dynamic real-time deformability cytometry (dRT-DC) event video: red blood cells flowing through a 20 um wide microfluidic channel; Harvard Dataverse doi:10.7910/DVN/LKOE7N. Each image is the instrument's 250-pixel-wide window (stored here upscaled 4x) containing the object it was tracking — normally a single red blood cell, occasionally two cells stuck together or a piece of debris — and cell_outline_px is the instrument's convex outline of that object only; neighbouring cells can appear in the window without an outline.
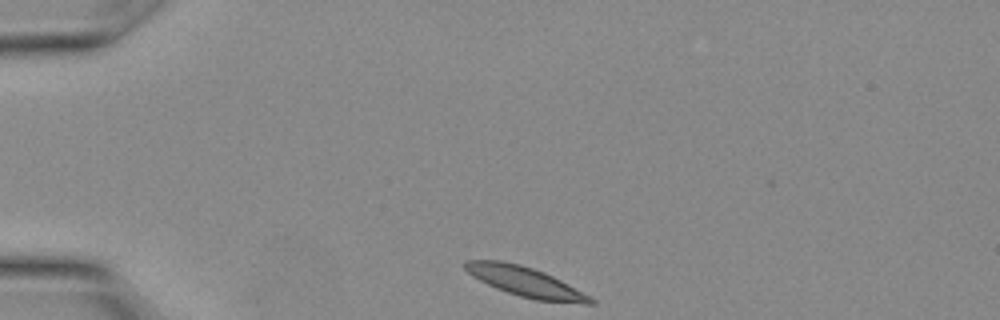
{"species": "Egyptian fruit bat (a non-hibernating species)", "species_latin": "Rousettus aegyptiacus", "temperature_condition": "warm", "stored_images_in_passage": 24, "camera_frame_rate_fps": 3000, "um_per_image_px": 0.085, "animal": {"sex": "female"}, "frame": {"image": 1, "passage_image": 1, "time_ms": 0.0, "image_size_px": [1000, 320], "cell_outline_px": [[596, 304], [584, 304], [536, 300], [520, 296], [496, 288], [472, 276], [464, 268], [464, 260], [500, 260], [520, 264], [544, 272], [560, 280], [596, 300]], "centroid_in_image_um": [44.64, 23.95], "position_along_channel_um": 40.4, "area_um2": 21.5}}
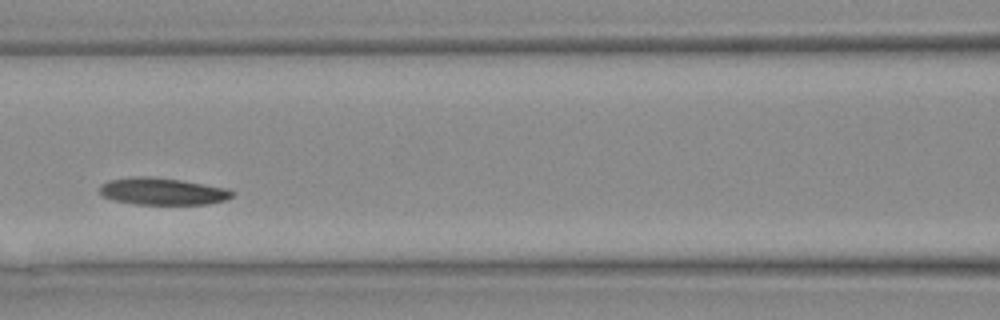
{"frame": {"image": 2, "passage_image": 8, "time_ms": 2.333, "image_size_px": [1000, 320], "cell_outline_px": [[236, 192], [228, 200], [208, 204], [136, 204], [112, 200], [104, 196], [100, 192], [100, 184], [108, 180], [132, 176], [152, 176], [180, 180], [228, 188]], "centroid_in_image_um": [13.83, 16.26], "position_along_channel_um": 152.8, "area_um2": 21.1}}
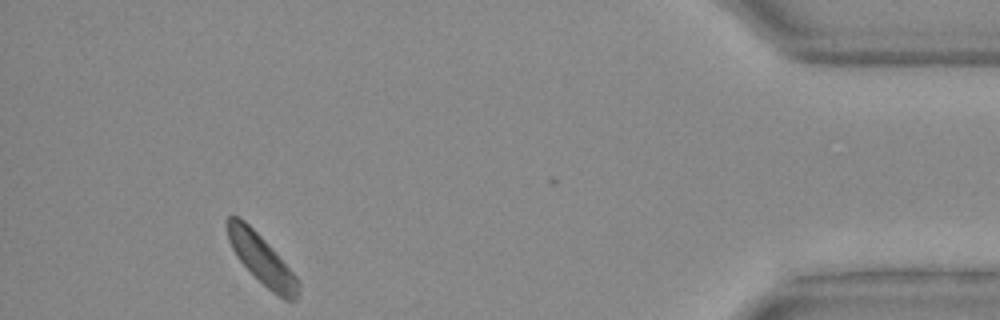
{"frame": {"image": 3, "passage_image": 22, "time_ms": 7.0, "image_size_px": [1000, 320], "cell_outline_px": [[300, 292], [296, 300], [284, 300], [272, 292], [236, 256], [228, 240], [228, 216], [240, 216], [272, 248], [296, 276], [300, 284]], "centroid_in_image_um": [22.28, 22.07], "position_along_channel_um": 412.9, "area_um2": 19.94}}